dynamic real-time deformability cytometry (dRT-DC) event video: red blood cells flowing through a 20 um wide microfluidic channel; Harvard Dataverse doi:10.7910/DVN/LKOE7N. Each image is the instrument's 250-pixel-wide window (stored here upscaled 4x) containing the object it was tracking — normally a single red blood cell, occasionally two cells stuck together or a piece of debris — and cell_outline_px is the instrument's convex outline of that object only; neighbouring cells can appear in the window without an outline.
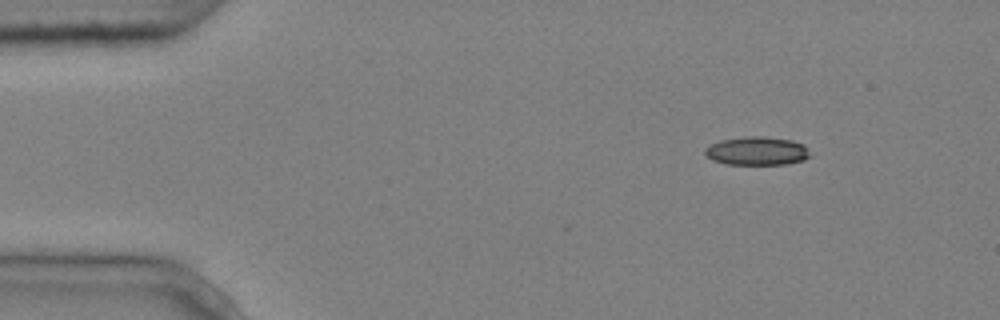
{"species": "common noctule bat (a hibernating species)", "species_latin": "Nyctalus noctula", "temperature_condition": "cold", "stored_images_in_passage": 4, "camera_frame_rate_fps": 3000, "um_per_image_px": 0.085, "animal": {"sex": "male", "body_mass_g": 20.4}, "frame": {"image": 1, "passage_image": 1, "time_ms": 0.0, "image_size_px": [1000, 320], "cell_outline_px": [[812, 156], [804, 160], [784, 164], [724, 164], [712, 160], [704, 152], [704, 148], [708, 144], [720, 140], [748, 136], [760, 136], [792, 140], [804, 144]], "centroid_in_image_um": [64.33, 12.83], "position_along_channel_um": 20.7, "area_um2": 17.57}}
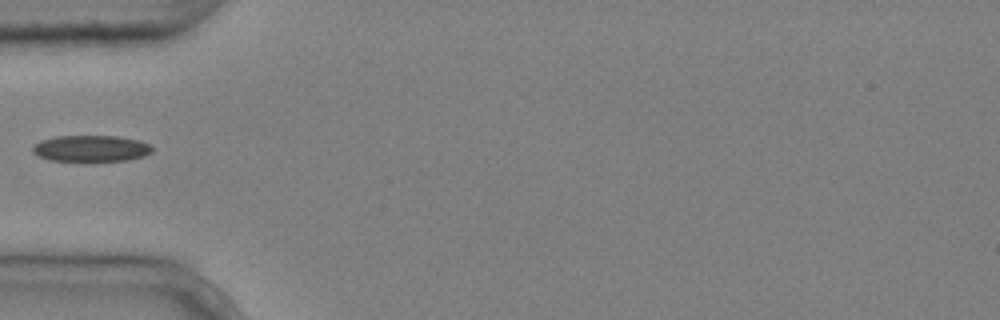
{"frame": {"image": 2, "passage_image": 4, "time_ms": 1.0, "image_size_px": [1000, 320], "cell_outline_px": [[152, 152], [144, 156], [128, 160], [92, 164], [48, 160], [36, 156], [32, 152], [32, 148], [40, 140], [56, 136], [116, 136], [140, 140], [152, 144]], "centroid_in_image_um": [7.73, 12.67], "position_along_channel_um": 77.3, "area_um2": 19.48}}